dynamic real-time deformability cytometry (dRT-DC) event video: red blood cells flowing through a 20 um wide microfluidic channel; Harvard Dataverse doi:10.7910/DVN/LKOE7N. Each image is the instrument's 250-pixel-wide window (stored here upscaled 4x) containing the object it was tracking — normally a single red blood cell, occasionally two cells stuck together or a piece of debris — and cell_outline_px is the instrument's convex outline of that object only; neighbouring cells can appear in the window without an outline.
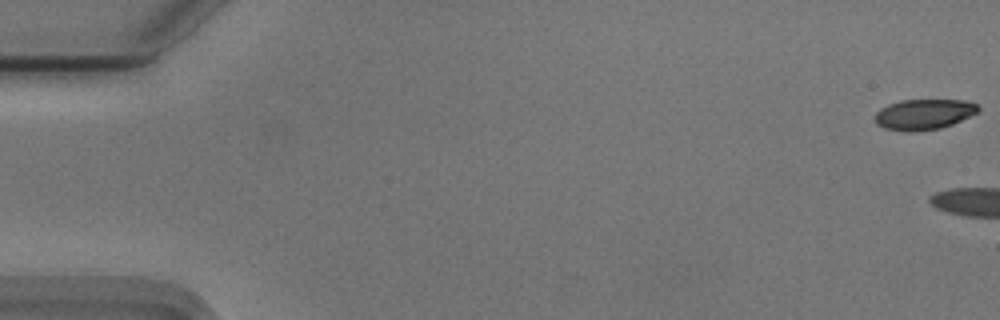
{"species": "Egyptian fruit bat (a non-hibernating species)", "species_latin": "Rousettus aegyptiacus", "temperature_condition": "cold", "stored_images_in_passage": 5, "camera_frame_rate_fps": 3000, "um_per_image_px": 0.085, "animal": {"sex": "male"}, "frame": {"image": 1, "passage_image": 1, "time_ms": 0.0, "image_size_px": [1000, 320], "cell_outline_px": [[980, 108], [976, 112], [952, 124], [940, 128], [912, 132], [908, 132], [884, 128], [876, 124], [876, 112], [880, 108], [888, 104], [900, 100], [964, 100], [976, 104]], "centroid_in_image_um": [78.48, 9.71], "position_along_channel_um": 6.5, "area_um2": 18.21}}